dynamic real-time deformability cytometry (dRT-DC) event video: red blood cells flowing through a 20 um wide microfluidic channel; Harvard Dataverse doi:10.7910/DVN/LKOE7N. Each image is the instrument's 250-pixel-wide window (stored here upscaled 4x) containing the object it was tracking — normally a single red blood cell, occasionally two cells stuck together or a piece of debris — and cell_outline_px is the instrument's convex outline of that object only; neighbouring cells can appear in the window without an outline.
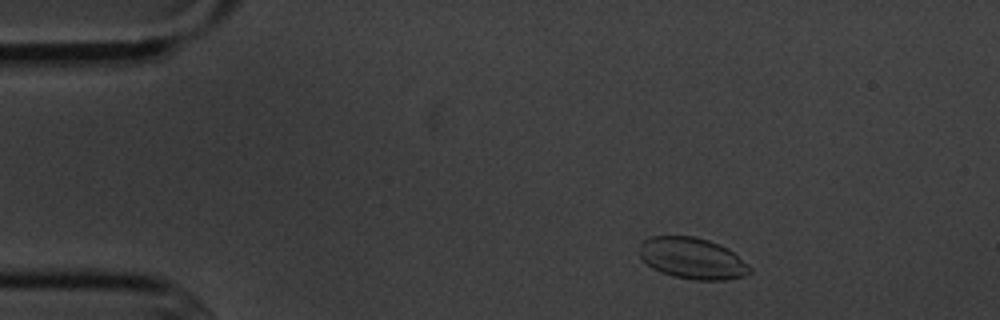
{"species": "common noctule bat (a hibernating species)", "species_latin": "Nyctalus noctula", "temperature_condition": "cold", "stored_images_in_passage": 5, "camera_frame_rate_fps": 3000, "um_per_image_px": 0.085, "animal": {"sex": "male", "body_mass_g": 20.1, "forearm_length_mm": 53.5}, "frame": {"image": 1, "passage_image": 2, "time_ms": 1.0, "image_size_px": [1000, 320], "cell_outline_px": [[752, 272], [744, 276], [728, 280], [696, 280], [672, 276], [660, 272], [652, 268], [640, 256], [640, 244], [644, 240], [652, 236], [692, 236], [708, 240], [720, 244], [728, 248], [748, 264], [752, 268]], "centroid_in_image_um": [58.88, 21.97], "position_along_channel_um": 26.1, "area_um2": 26.65}}